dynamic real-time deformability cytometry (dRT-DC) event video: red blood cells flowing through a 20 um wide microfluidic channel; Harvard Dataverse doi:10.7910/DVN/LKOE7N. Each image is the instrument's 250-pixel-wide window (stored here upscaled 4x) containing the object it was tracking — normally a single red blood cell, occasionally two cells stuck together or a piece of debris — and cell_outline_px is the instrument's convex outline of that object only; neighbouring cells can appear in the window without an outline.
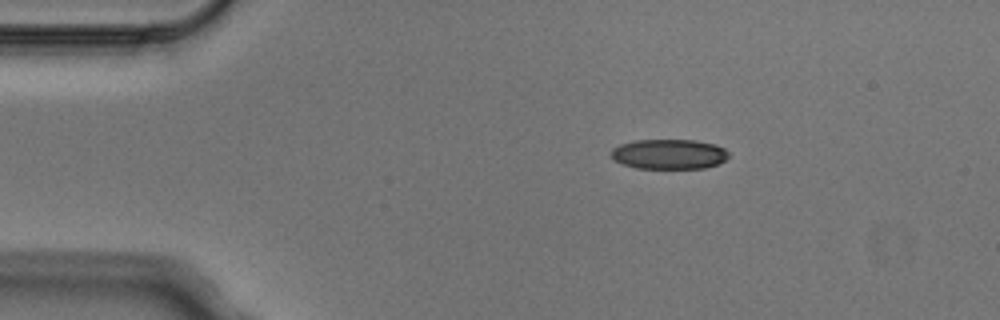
{"species": "Egyptian fruit bat (a non-hibernating species)", "species_latin": "Rousettus aegyptiacus", "temperature_condition": "cold", "stored_images_in_passage": 5, "camera_frame_rate_fps": 3000, "um_per_image_px": 0.085, "animal": {"sex": "male"}, "frame": {"image": 1, "passage_image": 2, "time_ms": 0.333, "image_size_px": [1000, 320], "cell_outline_px": [[728, 156], [724, 160], [716, 164], [704, 168], [636, 168], [624, 164], [616, 160], [612, 156], [612, 148], [620, 144], [636, 140], [696, 140], [716, 144], [724, 148], [728, 152]], "centroid_in_image_um": [56.88, 13.09], "position_along_channel_um": 28.1, "area_um2": 20.35}}
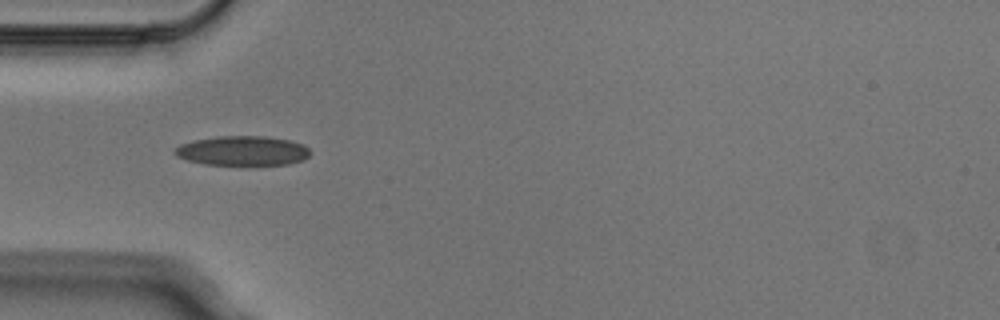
{"frame": {"image": 2, "passage_image": 4, "time_ms": 1.0, "image_size_px": [1000, 320], "cell_outline_px": [[312, 152], [304, 160], [288, 164], [204, 164], [188, 160], [176, 156], [172, 152], [180, 144], [192, 140], [216, 136], [264, 136], [288, 140], [304, 144]], "centroid_in_image_um": [20.61, 12.8], "position_along_channel_um": 64.4, "area_um2": 23.29}}
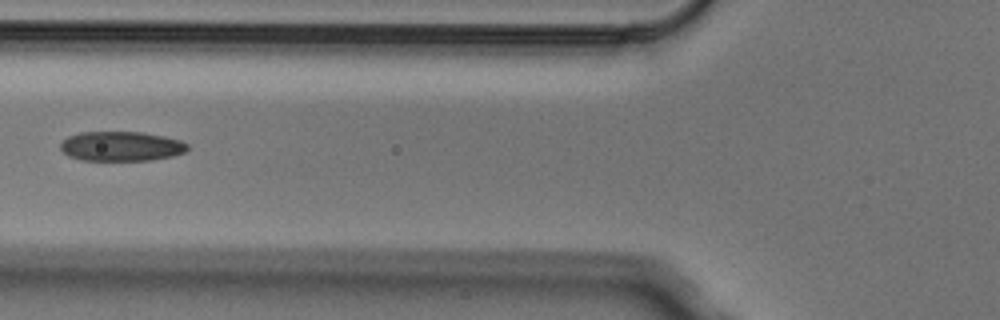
{"frame": {"image": 3, "passage_image": 5, "time_ms": 1.333, "image_size_px": [1000, 320], "cell_outline_px": [[188, 148], [184, 152], [172, 156], [148, 160], [80, 160], [68, 156], [60, 148], [60, 144], [68, 136], [80, 132], [140, 132], [164, 136], [180, 140], [188, 144]], "centroid_in_image_um": [10.28, 12.43], "position_along_channel_um": 115.5, "area_um2": 21.85}}